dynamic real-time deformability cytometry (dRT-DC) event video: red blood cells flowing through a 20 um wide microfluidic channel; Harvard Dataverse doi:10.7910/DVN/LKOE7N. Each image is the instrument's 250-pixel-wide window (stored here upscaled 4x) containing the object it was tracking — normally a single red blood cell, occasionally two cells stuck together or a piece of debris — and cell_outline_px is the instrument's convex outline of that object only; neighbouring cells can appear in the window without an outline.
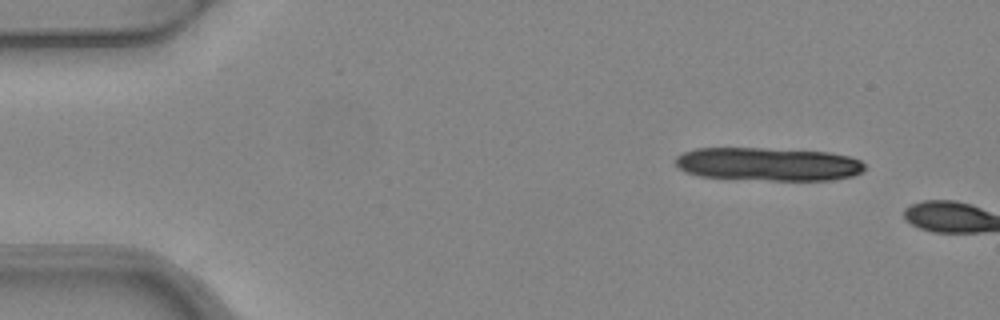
{"species": "common noctule bat (a hibernating species)", "species_latin": "Nyctalus noctula", "temperature_condition": "warm", "stored_images_in_passage": 2, "camera_frame_rate_fps": 3000, "um_per_image_px": 0.085, "animal": {"sex": "female", "body_mass_g": 24.6, "forearm_length_mm": 56.2}, "frame": {"image": 1, "passage_image": 1, "time_ms": 0.0, "image_size_px": [1000, 320], "cell_outline_px": [[864, 168], [860, 172], [852, 176], [832, 180], [768, 180], [700, 176], [684, 172], [676, 168], [676, 156], [684, 152], [696, 148], [764, 148], [828, 152], [848, 156], [860, 160], [864, 164]], "centroid_in_image_um": [65.26, 13.95], "position_along_channel_um": 19.7, "area_um2": 36.7}}